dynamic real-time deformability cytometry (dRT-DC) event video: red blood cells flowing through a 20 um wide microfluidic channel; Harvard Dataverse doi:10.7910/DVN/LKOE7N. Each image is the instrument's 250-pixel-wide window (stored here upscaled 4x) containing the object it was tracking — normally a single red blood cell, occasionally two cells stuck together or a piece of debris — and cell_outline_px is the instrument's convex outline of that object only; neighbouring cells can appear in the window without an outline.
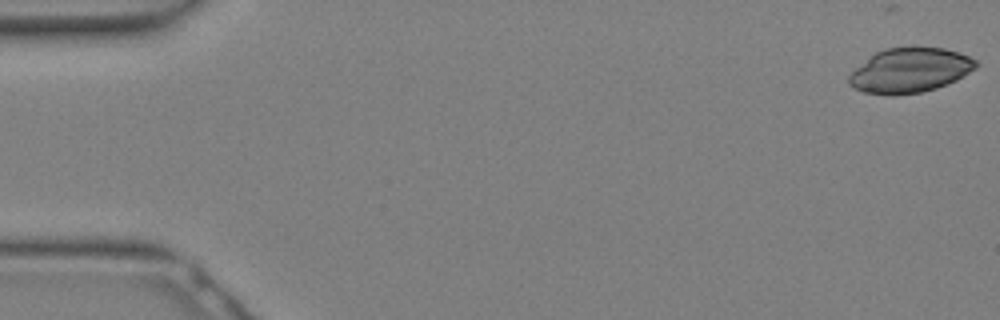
{"species": "Egyptian fruit bat (a non-hibernating species)", "species_latin": "Rousettus aegyptiacus", "temperature_condition": "warm", "stored_images_in_passage": 17, "camera_frame_rate_fps": 3000, "um_per_image_px": 0.085, "animal": {"sex": "female"}, "frame": {"image": 1, "passage_image": 1, "time_ms": 0.0, "image_size_px": [1000, 320], "cell_outline_px": [[980, 64], [976, 68], [956, 80], [936, 88], [920, 92], [896, 96], [892, 96], [864, 92], [848, 84], [848, 76], [856, 68], [876, 52], [888, 48], [944, 48], [968, 56], [976, 60]], "centroid_in_image_um": [77.35, 6.0], "position_along_channel_um": 7.7, "area_um2": 32.66}}
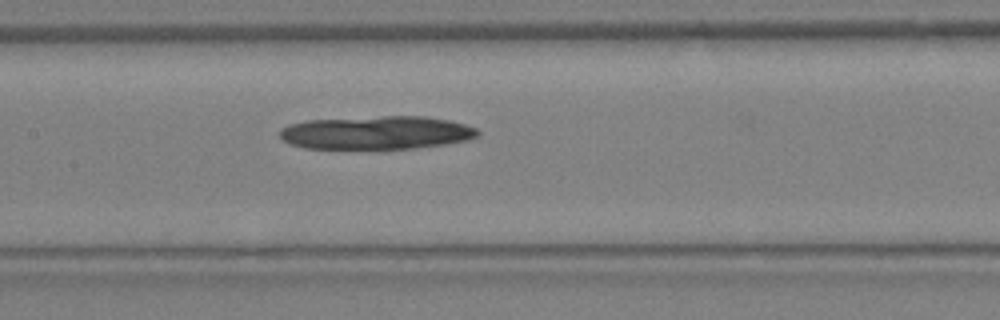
{"frame": {"image": 2, "passage_image": 15, "time_ms": 4.667, "image_size_px": [1000, 320], "cell_outline_px": [[480, 136], [468, 140], [444, 144], [412, 148], [304, 148], [292, 144], [284, 140], [280, 136], [280, 128], [292, 124], [308, 120], [380, 116], [424, 116], [448, 120], [464, 124], [476, 128], [480, 132]], "centroid_in_image_um": [32.04, 11.27], "position_along_channel_um": 175.4, "area_um2": 38.15}}
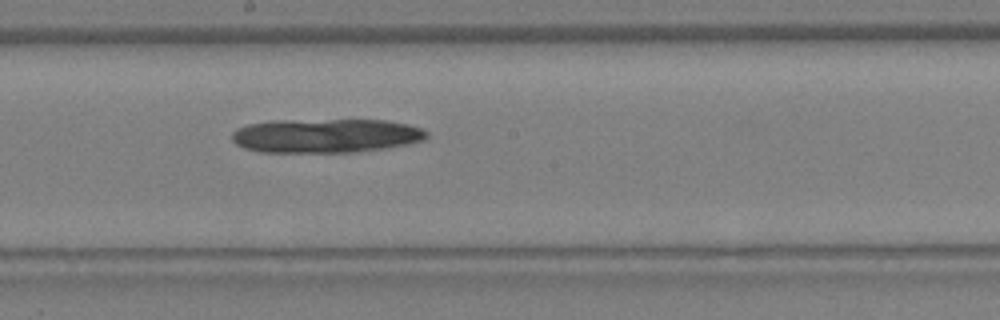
{"frame": {"image": 3, "passage_image": 17, "time_ms": 5.333, "image_size_px": [1000, 320], "cell_outline_px": [[428, 136], [424, 140], [408, 144], [384, 148], [356, 152], [260, 152], [244, 148], [236, 144], [232, 140], [232, 132], [236, 128], [248, 124], [272, 120], [388, 120], [408, 124], [420, 128], [428, 132]], "centroid_in_image_um": [27.68, 11.53], "position_along_channel_um": 220.5, "area_um2": 38.9}}